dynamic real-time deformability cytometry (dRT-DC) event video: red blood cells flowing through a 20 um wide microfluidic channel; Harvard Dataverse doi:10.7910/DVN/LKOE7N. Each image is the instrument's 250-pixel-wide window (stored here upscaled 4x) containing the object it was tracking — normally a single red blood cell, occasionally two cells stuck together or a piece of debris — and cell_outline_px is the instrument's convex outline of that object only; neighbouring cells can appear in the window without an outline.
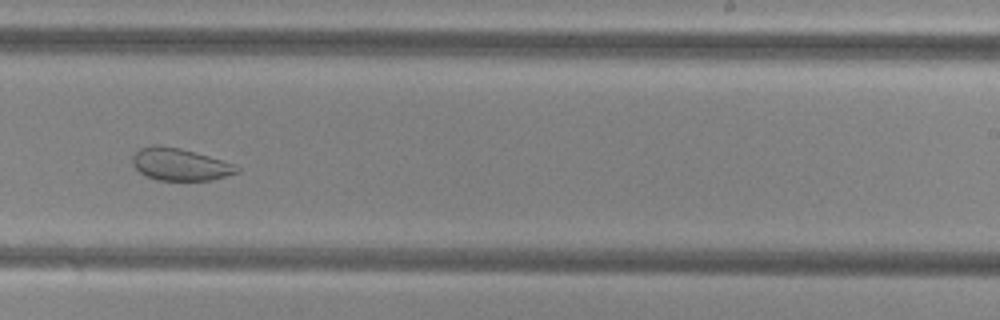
{"species": "common noctule bat (a hibernating species)", "species_latin": "Nyctalus noctula", "temperature_condition": "cold", "stored_images_in_passage": 40, "camera_frame_rate_fps": 3000, "um_per_image_px": 0.085, "animal": {"sex": "female", "body_mass_g": 29.2, "forearm_length_mm": 56.3}, "frame": {"image": 1, "passage_image": 34, "time_ms": 11.0, "image_size_px": [1000, 320], "cell_outline_px": [[240, 172], [212, 180], [156, 180], [140, 172], [132, 164], [132, 156], [140, 148], [152, 144], [160, 144], [180, 148], [236, 164], [240, 168]], "centroid_in_image_um": [15.3, 13.96], "position_along_channel_um": 273.7, "area_um2": 19.71}}